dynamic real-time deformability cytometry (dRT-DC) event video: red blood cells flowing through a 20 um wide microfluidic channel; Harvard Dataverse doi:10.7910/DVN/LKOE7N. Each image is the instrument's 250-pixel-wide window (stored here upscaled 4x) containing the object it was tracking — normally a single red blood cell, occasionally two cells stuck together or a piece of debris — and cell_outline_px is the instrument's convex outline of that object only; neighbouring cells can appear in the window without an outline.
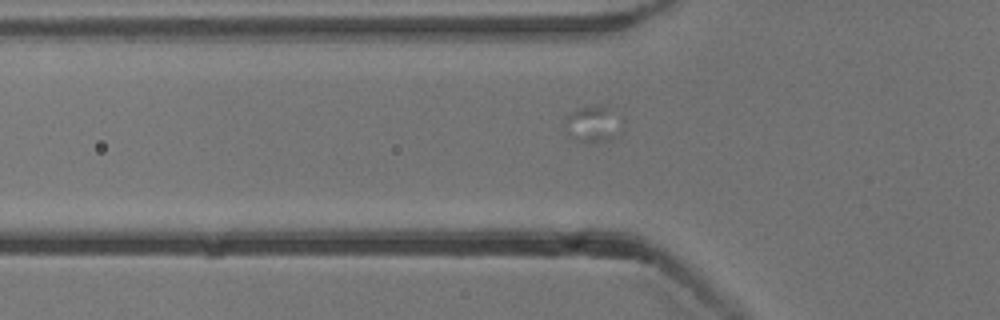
{"species": "common noctule bat (a hibernating species)", "species_latin": "Nyctalus noctula", "temperature_condition": "cold", "stored_images_in_passage": 9, "camera_frame_rate_fps": 3000, "um_per_image_px": 0.085, "animal": {"sex": "male", "body_mass_g": 13.3}, "frame": {"image": 1, "passage_image": 2, "time_ms": 0.333, "image_size_px": [1000, 320], "cell_outline_px": [[612, 140], [588, 144], [576, 140], [568, 132], [564, 120], [572, 112], [580, 108], [596, 104], [600, 104], [608, 108], [612, 136]], "centroid_in_image_um": [50.15, 10.57], "position_along_channel_um": 75.7, "area_um2": 10.46}}
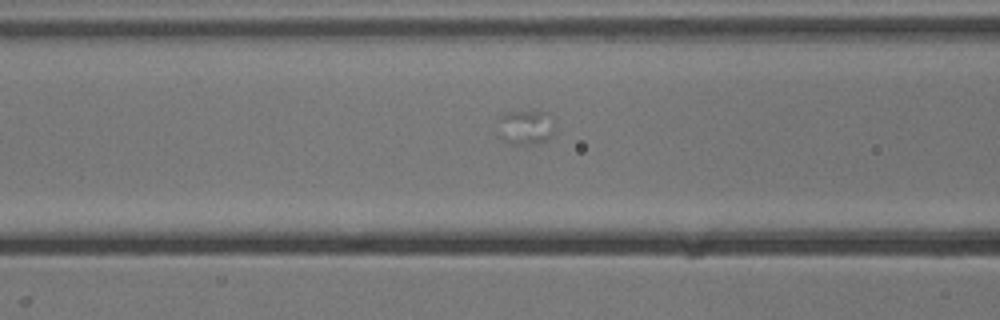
{"frame": {"image": 2, "passage_image": 6, "time_ms": 1.667, "image_size_px": [1000, 320], "cell_outline_px": [[556, 128], [548, 140], [528, 144], [512, 144], [504, 140], [500, 136], [496, 120], [500, 116], [508, 112], [544, 112], [556, 116]], "centroid_in_image_um": [44.73, 10.8], "position_along_channel_um": 121.9, "area_um2": 11.79}}
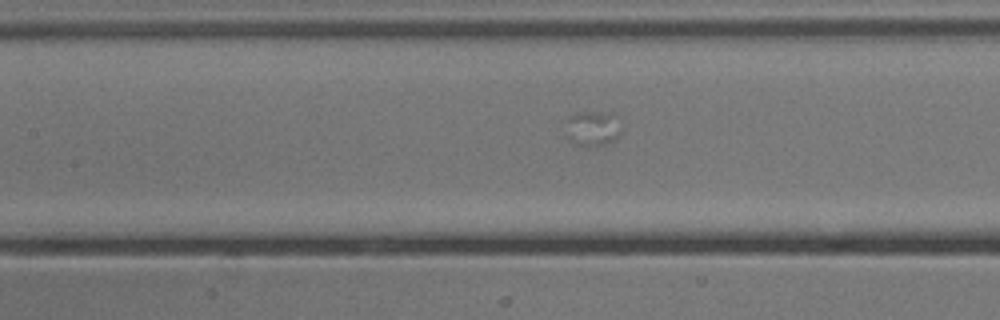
{"frame": {"image": 3, "passage_image": 9, "time_ms": 2.667, "image_size_px": [1000, 320], "cell_outline_px": [[620, 136], [604, 144], [576, 144], [572, 140], [564, 120], [568, 116], [580, 112], [612, 112], [620, 132]], "centroid_in_image_um": [50.35, 10.85], "position_along_channel_um": 157.0, "area_um2": 10.69}}